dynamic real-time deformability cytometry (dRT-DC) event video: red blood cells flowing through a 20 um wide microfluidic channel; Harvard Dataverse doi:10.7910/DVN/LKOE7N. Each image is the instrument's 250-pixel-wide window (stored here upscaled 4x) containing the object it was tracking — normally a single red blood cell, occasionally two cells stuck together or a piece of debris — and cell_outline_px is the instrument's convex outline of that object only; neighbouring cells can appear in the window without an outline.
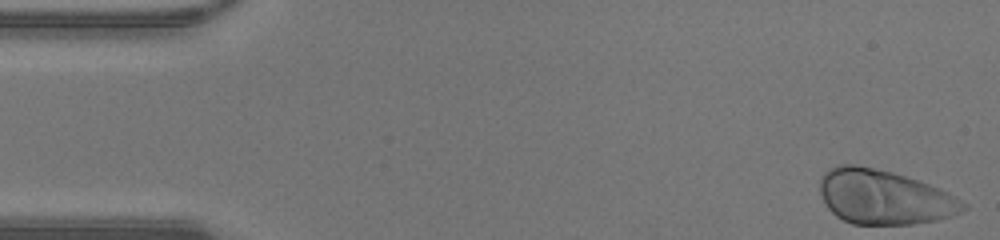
{"species": "human", "species_latin": "Homo sapiens", "temperature_condition": "warm", "stored_images_in_passage": 40, "camera_frame_rate_fps": 3000, "um_per_image_px": 0.085, "donor": {"sex": "male"}, "frame": {"image": 1, "passage_image": 1, "time_ms": 0.0, "image_size_px": [1000, 240], "cell_outline_px": [[968, 208], [952, 216], [936, 220], [912, 224], [852, 224], [836, 216], [828, 208], [820, 192], [820, 176], [828, 168], [836, 164], [852, 164], [892, 172], [940, 188], [956, 196], [968, 204]], "centroid_in_image_um": [75.15, 16.75], "position_along_channel_um": 9.8, "area_um2": 45.55}}
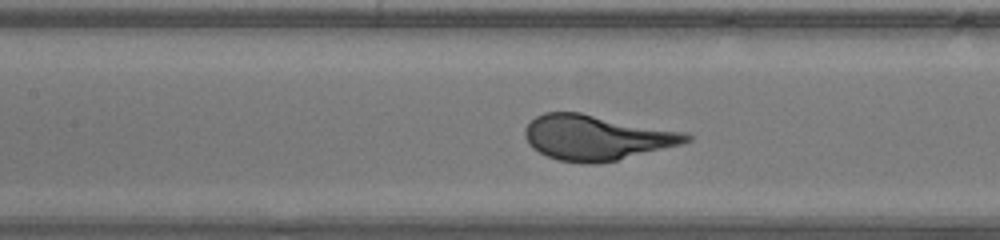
{"frame": {"image": 2, "passage_image": 20, "time_ms": 6.333, "image_size_px": [1000, 240], "cell_outline_px": [[692, 140], [684, 144], [616, 160], [592, 164], [584, 164], [560, 160], [548, 156], [532, 148], [528, 144], [524, 136], [524, 128], [536, 116], [544, 112], [580, 112], [688, 132], [692, 136]], "centroid_in_image_um": [50.73, 11.68], "position_along_channel_um": 156.7, "area_um2": 42.71}}
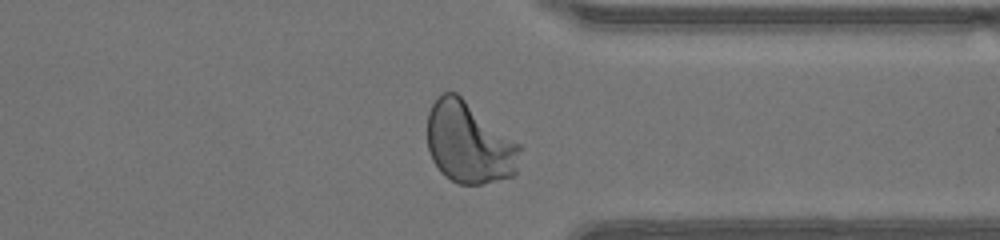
{"frame": {"image": 3, "passage_image": 35, "time_ms": 11.333, "image_size_px": [1000, 240], "cell_outline_px": [[524, 148], [516, 172], [512, 176], [480, 184], [456, 184], [444, 176], [440, 172], [432, 160], [428, 148], [428, 112], [432, 104], [440, 92], [456, 92], [520, 144]], "centroid_in_image_um": [39.88, 12.15], "position_along_channel_um": 371.5, "area_um2": 44.27}, "authors_computed_cell_mechanics": {"area_um2": 42.7142, "velocity_mm_per_s": 4.3744, "shape_relaxation_time_tau1_ms": 2.5606, "shape_relaxation_time_tau2_ms": null, "deformation_change_tau1": 0.1793, "deformation_change_tau2": null}}